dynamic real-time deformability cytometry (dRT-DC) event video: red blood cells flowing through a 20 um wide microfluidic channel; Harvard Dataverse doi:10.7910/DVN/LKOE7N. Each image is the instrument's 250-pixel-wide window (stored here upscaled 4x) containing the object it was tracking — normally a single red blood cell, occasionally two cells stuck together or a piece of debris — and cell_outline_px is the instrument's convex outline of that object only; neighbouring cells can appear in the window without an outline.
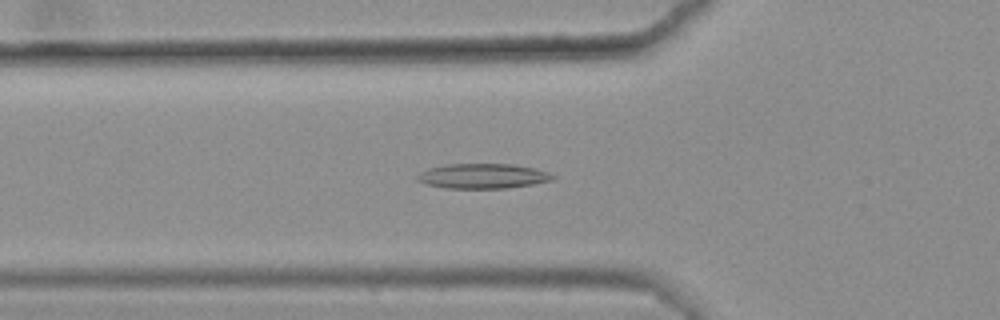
{"species": "common noctule bat (a hibernating species)", "species_latin": "Nyctalus noctula", "temperature_condition": "warm", "stored_images_in_passage": 38, "camera_frame_rate_fps": 3000, "um_per_image_px": 0.085, "animal": {"sex": "female", "body_mass_g": 25.1}, "frame": {"image": 1, "passage_image": 10, "time_ms": 3.0, "image_size_px": [1000, 320], "cell_outline_px": [[556, 176], [552, 180], [532, 184], [508, 188], [444, 188], [424, 184], [416, 180], [416, 176], [420, 172], [428, 168], [448, 164], [508, 164], [532, 168], [548, 172]], "centroid_in_image_um": [40.98, 14.97], "position_along_channel_um": 84.8, "area_um2": 19.59}}
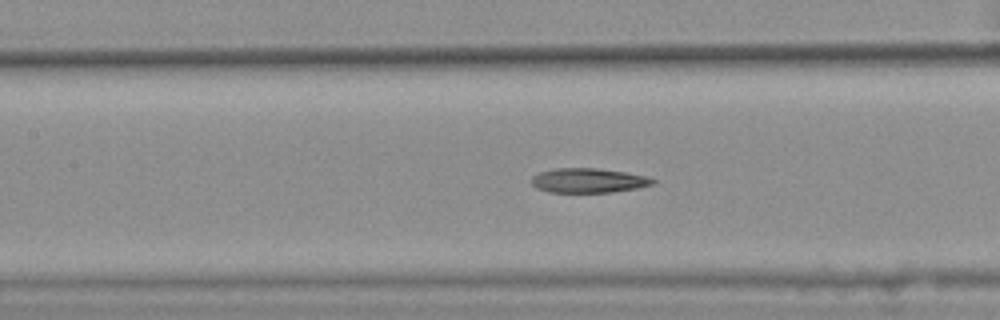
{"frame": {"image": 2, "passage_image": 16, "time_ms": 5.0, "image_size_px": [1000, 320], "cell_outline_px": [[656, 180], [652, 184], [640, 188], [612, 192], [548, 192], [536, 188], [532, 184], [532, 176], [540, 172], [556, 168], [596, 168], [624, 172], [648, 176]], "centroid_in_image_um": [50.02, 15.34], "position_along_channel_um": 157.4, "area_um2": 17.34}}
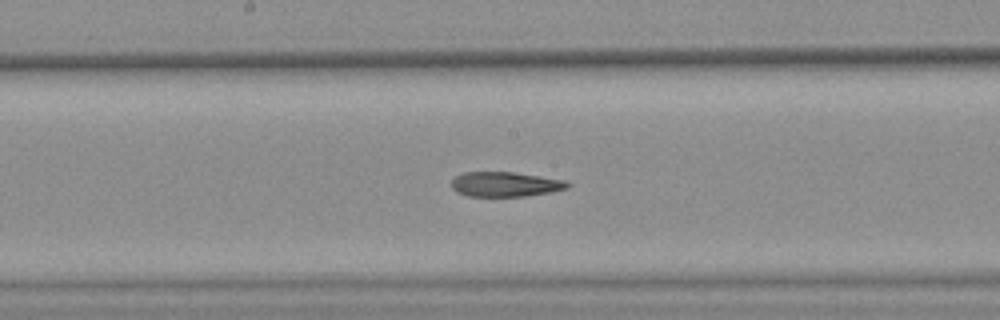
{"frame": {"image": 3, "passage_image": 20, "time_ms": 6.333, "image_size_px": [1000, 320], "cell_outline_px": [[572, 184], [568, 188], [552, 192], [524, 196], [468, 196], [456, 192], [452, 188], [452, 180], [456, 176], [464, 172], [512, 172], [540, 176], [564, 180]], "centroid_in_image_um": [42.96, 15.66], "position_along_channel_um": 205.2, "area_um2": 16.76}, "authors_computed_cell_mechanics": {"area_um2": 17.918, "velocity_mm_per_s": 3.6106, "shape_relaxation_time_tau1_ms": null, "shape_relaxation_time_tau2_ms": 4.4949, "deformation_change_tau1": null, "deformation_change_tau2": 0.1374}}